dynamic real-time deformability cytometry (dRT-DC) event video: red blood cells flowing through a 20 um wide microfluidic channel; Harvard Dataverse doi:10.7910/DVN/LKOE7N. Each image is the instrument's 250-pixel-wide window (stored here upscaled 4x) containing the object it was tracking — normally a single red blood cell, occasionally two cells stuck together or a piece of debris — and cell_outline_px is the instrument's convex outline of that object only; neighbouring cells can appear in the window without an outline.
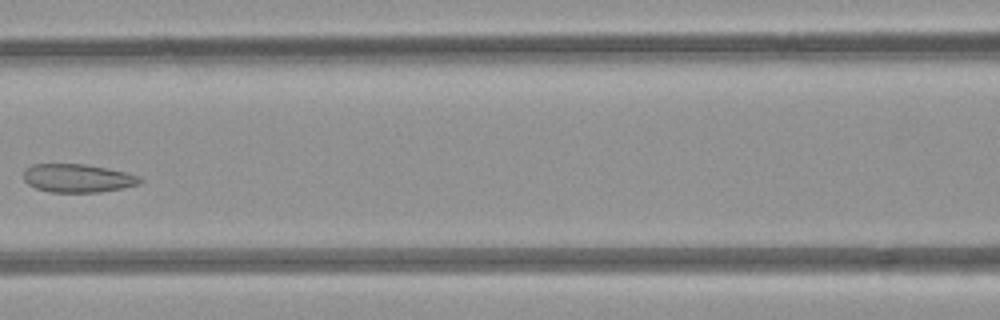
{"species": "common noctule bat (a hibernating species)", "species_latin": "Nyctalus noctula", "temperature_condition": "room temperature", "stored_images_in_passage": 6, "camera_frame_rate_fps": 3000, "um_per_image_px": 0.085, "animal": {"sex": "female", "body_mass_g": 21.9}, "frame": {"image": 1, "passage_image": 6, "time_ms": 5.667, "image_size_px": [1000, 320], "cell_outline_px": [[144, 180], [140, 184], [100, 192], [48, 192], [36, 188], [28, 184], [24, 180], [24, 168], [32, 164], [88, 164], [128, 172], [140, 176]], "centroid_in_image_um": [6.62, 15.13], "position_along_channel_um": 160.0, "area_um2": 19.48}}